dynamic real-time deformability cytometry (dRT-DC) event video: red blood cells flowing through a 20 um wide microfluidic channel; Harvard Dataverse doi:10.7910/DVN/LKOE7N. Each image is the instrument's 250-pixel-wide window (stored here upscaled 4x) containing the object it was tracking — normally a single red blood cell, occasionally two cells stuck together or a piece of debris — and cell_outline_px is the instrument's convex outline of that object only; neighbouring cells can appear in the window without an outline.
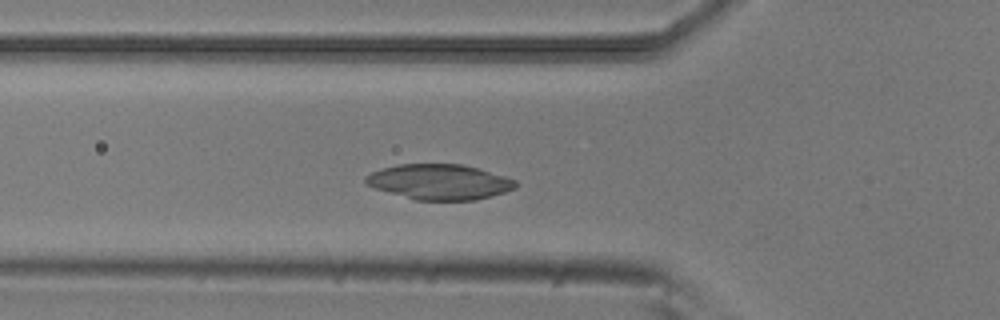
{"species": "common noctule bat (a hibernating species)", "species_latin": "Nyctalus noctula", "temperature_condition": "room temperature", "stored_images_in_passage": 35, "camera_frame_rate_fps": 3000, "um_per_image_px": 0.085, "animal": {"sex": "male", "body_mass_g": 20.5, "forearm_length_mm": 52.5}, "frame": {"image": 1, "passage_image": 2, "time_ms": 0.333, "image_size_px": [1000, 320], "cell_outline_px": [[516, 188], [492, 196], [476, 200], [416, 200], [376, 188], [364, 184], [364, 176], [380, 168], [400, 164], [460, 164], [480, 168], [516, 180]], "centroid_in_image_um": [37.35, 15.45], "position_along_channel_um": 88.5, "area_um2": 30.87}}
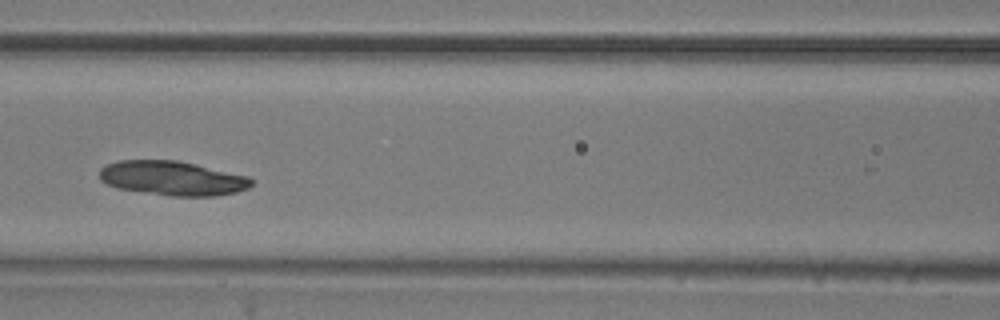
{"frame": {"image": 2, "passage_image": 7, "time_ms": 2.0, "image_size_px": [1000, 320], "cell_outline_px": [[252, 184], [248, 188], [236, 192], [216, 196], [172, 196], [116, 188], [100, 180], [100, 168], [108, 164], [120, 160], [176, 160], [196, 164], [248, 176], [252, 180]], "centroid_in_image_um": [14.66, 15.15], "position_along_channel_um": 151.9, "area_um2": 30.35}}
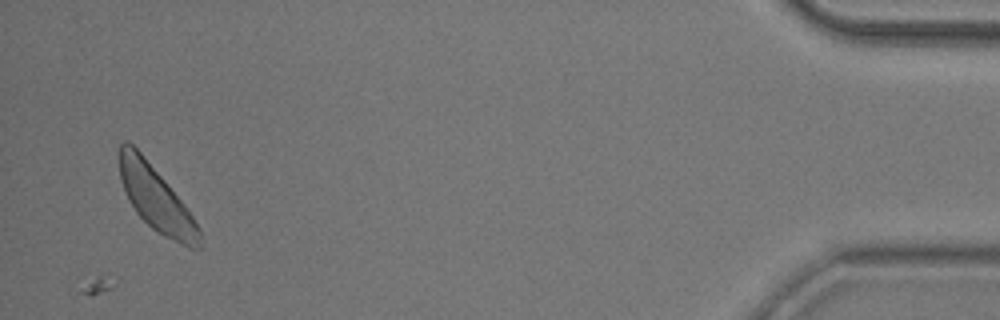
{"frame": {"image": 3, "passage_image": 35, "time_ms": 11.333, "image_size_px": [1000, 320], "cell_outline_px": [[200, 248], [188, 248], [156, 232], [136, 212], [128, 200], [120, 180], [120, 144], [124, 140], [128, 140], [140, 152], [164, 180], [184, 204], [200, 228]], "centroid_in_image_um": [13.26, 16.92], "position_along_channel_um": 421.9, "area_um2": 29.65}}